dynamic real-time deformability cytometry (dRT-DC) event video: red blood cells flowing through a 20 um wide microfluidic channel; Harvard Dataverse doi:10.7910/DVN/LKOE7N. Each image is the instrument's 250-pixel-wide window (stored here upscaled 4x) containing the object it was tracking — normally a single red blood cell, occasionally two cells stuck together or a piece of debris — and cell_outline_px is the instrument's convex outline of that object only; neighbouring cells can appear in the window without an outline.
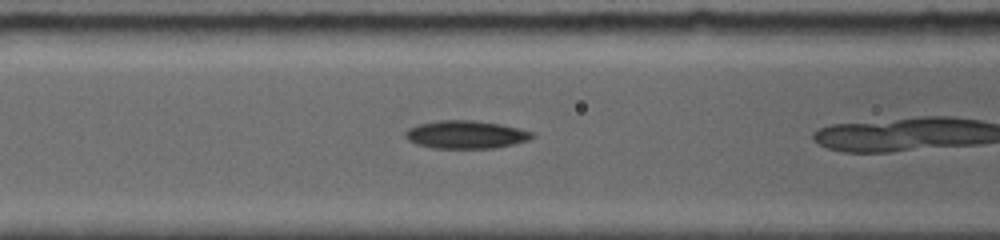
{"species": "common noctule bat (a hibernating species)", "species_latin": "Nyctalus noctula", "temperature_condition": "room temperature", "stored_images_in_passage": 9, "camera_frame_rate_fps": 5000, "um_per_image_px": 0.085, "animal": {"sex": "female", "body_mass_g": 19.0, "forearm_length_mm": 56.7}, "frame": {"image": 1, "passage_image": 3, "time_ms": 1.6, "image_size_px": [1000, 240], "cell_outline_px": [[536, 136], [528, 140], [496, 148], [432, 148], [416, 144], [408, 140], [404, 136], [404, 132], [408, 128], [416, 124], [436, 120], [472, 120], [500, 124], [520, 128], [532, 132]], "centroid_in_image_um": [39.56, 11.43], "position_along_channel_um": 127.0, "area_um2": 20.87}}